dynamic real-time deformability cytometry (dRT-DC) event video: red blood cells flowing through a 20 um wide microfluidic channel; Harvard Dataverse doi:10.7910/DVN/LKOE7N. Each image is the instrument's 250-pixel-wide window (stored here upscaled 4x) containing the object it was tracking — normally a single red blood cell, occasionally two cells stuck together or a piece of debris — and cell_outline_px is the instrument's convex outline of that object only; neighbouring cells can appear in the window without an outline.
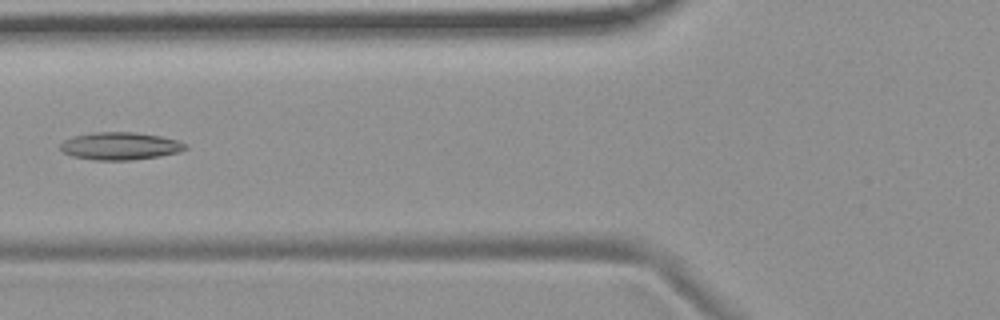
{"species": "common noctule bat (a hibernating species)", "species_latin": "Nyctalus noctula", "temperature_condition": "room temperature", "stored_images_in_passage": 5, "camera_frame_rate_fps": 3000, "um_per_image_px": 0.085, "animal": {"sex": "female", "body_mass_g": 19.9}, "frame": {"image": 1, "passage_image": 5, "time_ms": 4.667, "image_size_px": [1000, 320], "cell_outline_px": [[188, 148], [180, 152], [160, 156], [132, 160], [92, 160], [72, 156], [64, 152], [60, 148], [60, 144], [64, 140], [72, 136], [92, 132], [136, 132], [160, 136], [176, 140], [188, 144]], "centroid_in_image_um": [10.22, 12.41], "position_along_channel_um": 115.6, "area_um2": 20.29}}